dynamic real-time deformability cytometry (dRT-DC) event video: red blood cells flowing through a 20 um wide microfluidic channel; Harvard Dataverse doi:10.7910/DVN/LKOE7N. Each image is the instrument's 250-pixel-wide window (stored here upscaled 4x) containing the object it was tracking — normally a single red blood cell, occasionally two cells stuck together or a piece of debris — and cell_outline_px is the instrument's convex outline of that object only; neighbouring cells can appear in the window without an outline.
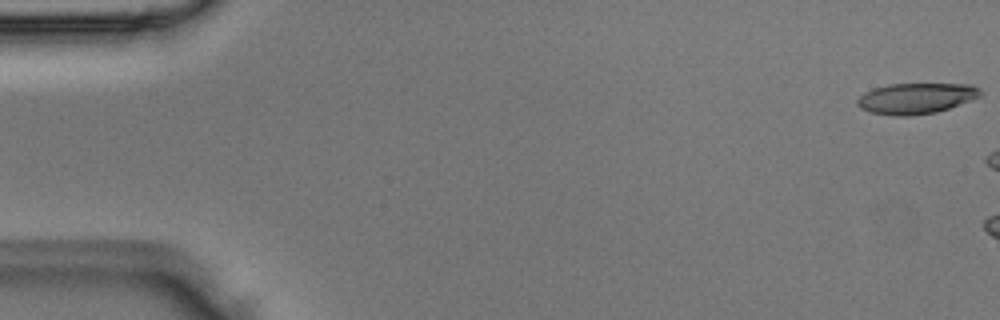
{"species": "Egyptian fruit bat (a non-hibernating species)", "species_latin": "Rousettus aegyptiacus", "temperature_condition": "room temperature", "stored_images_in_passage": 3, "camera_frame_rate_fps": 3000, "um_per_image_px": 0.085, "animal": {"sex": "male"}, "frame": {"image": 1, "passage_image": 1, "time_ms": 0.0, "image_size_px": [1000, 320], "cell_outline_px": [[980, 96], [948, 108], [936, 112], [912, 116], [892, 116], [872, 112], [860, 108], [856, 104], [856, 100], [864, 92], [872, 88], [888, 84], [972, 84], [980, 88]], "centroid_in_image_um": [77.81, 8.36], "position_along_channel_um": 7.2, "area_um2": 22.08}}